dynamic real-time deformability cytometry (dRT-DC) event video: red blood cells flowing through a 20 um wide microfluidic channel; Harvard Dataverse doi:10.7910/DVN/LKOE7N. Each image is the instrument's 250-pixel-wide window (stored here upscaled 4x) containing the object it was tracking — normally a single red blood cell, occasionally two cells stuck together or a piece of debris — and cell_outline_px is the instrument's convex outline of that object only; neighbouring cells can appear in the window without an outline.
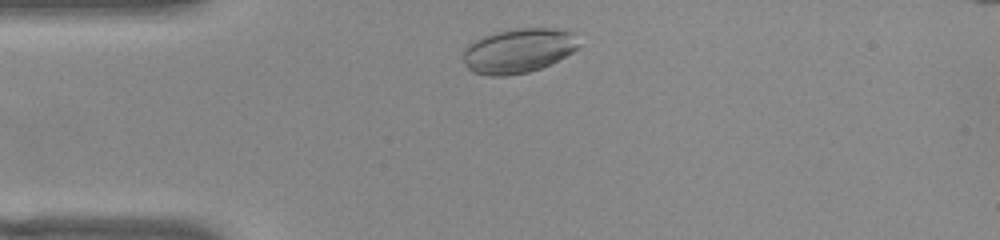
{"species": "common noctule bat (a hibernating species)", "species_latin": "Nyctalus noctula", "temperature_condition": "warm", "stored_images_in_passage": 38, "camera_frame_rate_fps": 3000, "um_per_image_px": 0.085, "animal": {"sex": "female", "body_mass_g": 22.0, "forearm_length_mm": 56.7}, "frame": {"image": 1, "passage_image": 3, "time_ms": 0.667, "image_size_px": [1000, 240], "cell_outline_px": [[576, 48], [572, 52], [540, 68], [528, 72], [504, 76], [488, 76], [472, 72], [468, 68], [464, 60], [464, 48], [468, 44], [484, 36], [496, 32], [520, 28], [556, 28], [572, 32], [576, 44]], "centroid_in_image_um": [44.0, 4.31], "position_along_channel_um": 41.0, "area_um2": 29.48}}
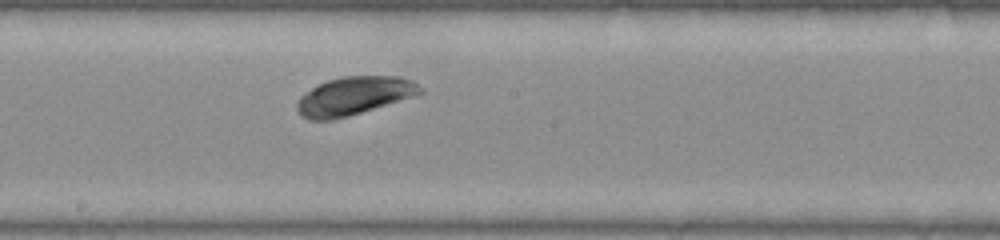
{"frame": {"image": 2, "passage_image": 19, "time_ms": 6.0, "image_size_px": [1000, 240], "cell_outline_px": [[424, 92], [416, 96], [348, 116], [332, 120], [308, 120], [300, 116], [296, 108], [296, 104], [300, 96], [312, 88], [328, 80], [340, 76], [396, 76], [412, 80]], "centroid_in_image_um": [30.07, 8.16], "position_along_channel_um": 218.1, "area_um2": 27.46}}
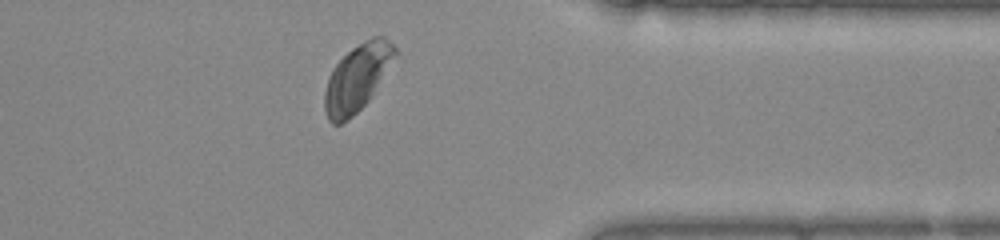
{"frame": {"image": 3, "passage_image": 33, "time_ms": 10.667, "image_size_px": [1000, 240], "cell_outline_px": [[400, 52], [372, 96], [352, 116], [340, 124], [332, 124], [328, 120], [324, 108], [324, 92], [328, 76], [332, 68], [352, 48], [364, 40], [372, 36], [384, 36]], "centroid_in_image_um": [30.38, 6.59], "position_along_channel_um": 381.0, "area_um2": 27.57}, "authors_computed_cell_mechanics": {"area_um2": 27.5706, "velocity_mm_per_s": 3.7498, "shape_relaxation_time_tau1_ms": null, "shape_relaxation_time_tau2_ms": 0.5722, "deformation_change_tau1": null, "deformation_change_tau2": 0.0386}}